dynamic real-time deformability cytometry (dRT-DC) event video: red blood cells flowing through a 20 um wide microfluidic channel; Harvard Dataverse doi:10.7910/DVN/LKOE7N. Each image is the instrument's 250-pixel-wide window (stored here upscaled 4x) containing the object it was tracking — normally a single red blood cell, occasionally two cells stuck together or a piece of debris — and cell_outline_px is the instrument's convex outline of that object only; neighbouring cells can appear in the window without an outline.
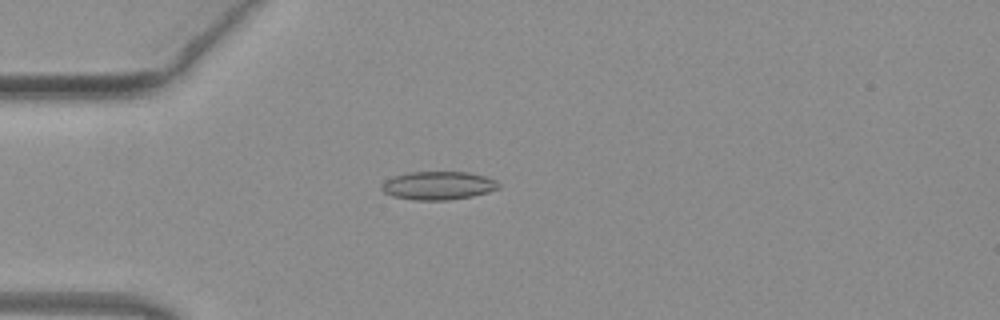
{"species": "common noctule bat (a hibernating species)", "species_latin": "Nyctalus noctula", "temperature_condition": "warm", "stored_images_in_passage": 51, "camera_frame_rate_fps": 3000, "um_per_image_px": 0.085, "animal": {"sex": "female", "body_mass_g": 19.3, "forearm_length_mm": 54.1}, "frame": {"image": 1, "passage_image": 14, "time_ms": 4.333, "image_size_px": [1000, 320], "cell_outline_px": [[500, 188], [488, 192], [472, 196], [448, 200], [412, 200], [392, 196], [384, 192], [380, 188], [380, 184], [384, 180], [392, 176], [408, 172], [468, 172], [484, 176], [496, 180], [500, 184]], "centroid_in_image_um": [37.21, 15.77], "position_along_channel_um": 47.8, "area_um2": 19.54}}
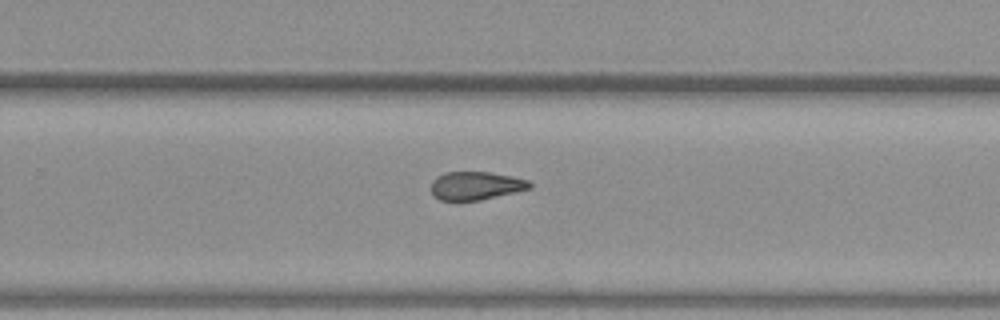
{"frame": {"image": 2, "passage_image": 33, "time_ms": 10.667, "image_size_px": [1000, 320], "cell_outline_px": [[532, 188], [516, 192], [480, 200], [440, 200], [432, 192], [432, 180], [436, 176], [444, 172], [488, 172], [512, 176], [528, 180], [532, 184]], "centroid_in_image_um": [40.46, 15.77], "position_along_channel_um": 289.3, "area_um2": 16.18}}
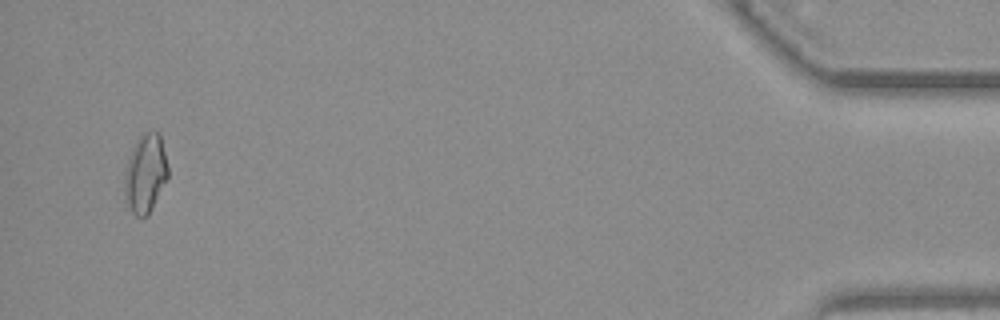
{"frame": {"image": 3, "passage_image": 49, "time_ms": 16.0, "image_size_px": [1000, 320], "cell_outline_px": [[168, 176], [148, 216], [136, 216], [132, 212], [128, 204], [124, 192], [124, 172], [132, 148], [136, 140], [144, 132], [160, 132], [168, 168]], "centroid_in_image_um": [12.35, 14.73], "position_along_channel_um": 422.8, "area_um2": 19.77}, "authors_computed_cell_mechanics": {"area_um2": 18.0336, "velocity_mm_per_s": 4.0737, "shape_relaxation_time_tau1_ms": null, "shape_relaxation_time_tau2_ms": 3.9513, "deformation_change_tau1": null, "deformation_change_tau2": 0.124}}